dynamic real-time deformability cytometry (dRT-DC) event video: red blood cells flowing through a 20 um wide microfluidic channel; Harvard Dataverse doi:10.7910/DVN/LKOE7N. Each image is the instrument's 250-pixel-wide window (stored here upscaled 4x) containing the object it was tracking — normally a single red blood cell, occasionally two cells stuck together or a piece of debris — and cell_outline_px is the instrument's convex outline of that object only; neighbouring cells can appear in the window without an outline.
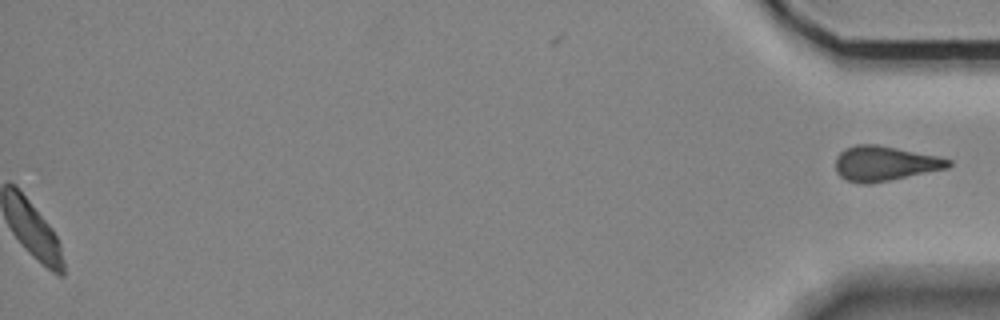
{"species": "Egyptian fruit bat (a non-hibernating species)", "species_latin": "Rousettus aegyptiacus", "temperature_condition": "room temperature", "stored_images_in_passage": 45, "segment_of_instrument_passage": [2, 2], "camera_frame_rate_fps": 3000, "um_per_image_px": 0.085, "animal": {"sex": "female"}, "frame": {"image": 1, "passage_image": 45, "time_ms": 14.667, "image_size_px": [1000, 320], "cell_outline_px": [[952, 164], [948, 168], [868, 184], [864, 184], [848, 180], [840, 176], [836, 172], [836, 156], [844, 148], [856, 144], [876, 144], [936, 156], [952, 160]], "centroid_in_image_um": [75.17, 13.88], "position_along_channel_um": 360.0, "area_um2": 22.66}}